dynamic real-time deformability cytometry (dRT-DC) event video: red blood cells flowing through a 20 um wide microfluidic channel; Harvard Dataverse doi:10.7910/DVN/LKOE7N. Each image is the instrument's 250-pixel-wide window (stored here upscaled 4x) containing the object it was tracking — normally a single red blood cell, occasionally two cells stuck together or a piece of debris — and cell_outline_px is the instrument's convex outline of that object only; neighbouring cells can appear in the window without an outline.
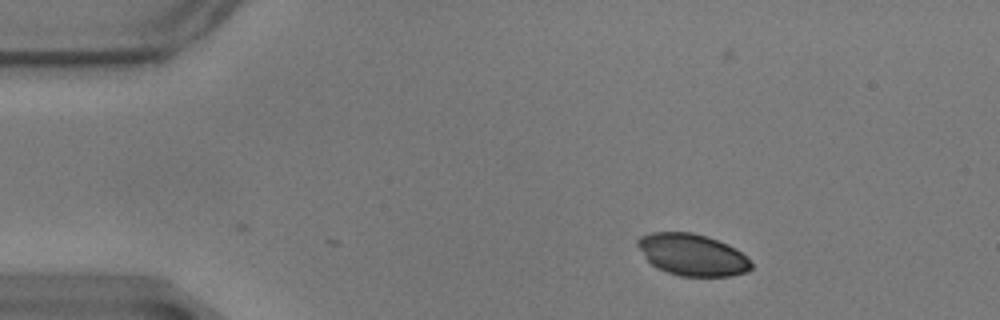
{"species": "common noctule bat (a hibernating species)", "species_latin": "Nyctalus noctula", "temperature_condition": "warm", "stored_images_in_passage": 2, "camera_frame_rate_fps": 3000, "um_per_image_px": 0.085, "animal": {"sex": "male", "body_mass_g": 17.9}, "frame": {"image": 1, "passage_image": 2, "time_ms": 0.333, "image_size_px": [1000, 320], "cell_outline_px": [[752, 268], [748, 272], [732, 276], [680, 276], [656, 268], [644, 256], [636, 244], [636, 240], [640, 236], [652, 232], [692, 232], [708, 236], [728, 244], [736, 248], [752, 264]], "centroid_in_image_um": [58.84, 21.65], "position_along_channel_um": 26.2, "area_um2": 27.74}}